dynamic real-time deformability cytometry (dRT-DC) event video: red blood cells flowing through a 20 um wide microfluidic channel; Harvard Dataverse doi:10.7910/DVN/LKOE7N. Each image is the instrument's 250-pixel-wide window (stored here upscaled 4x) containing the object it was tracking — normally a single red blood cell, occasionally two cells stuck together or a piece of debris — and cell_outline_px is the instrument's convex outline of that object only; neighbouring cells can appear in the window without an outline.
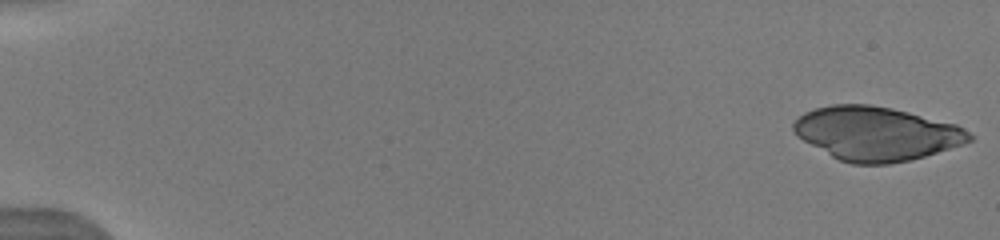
{"species": "human", "species_latin": "Homo sapiens", "temperature_condition": "warm", "stored_images_in_passage": 23, "camera_frame_rate_fps": 3000, "um_per_image_px": 0.085, "donor": {"sex": "male"}, "frame": {"image": 1, "passage_image": 1, "time_ms": 0.0, "image_size_px": [1000, 240], "cell_outline_px": [[976, 136], [972, 140], [964, 144], [924, 156], [908, 160], [888, 164], [852, 164], [840, 160], [832, 156], [796, 136], [792, 128], [792, 124], [804, 112], [816, 108], [832, 104], [868, 104], [892, 108], [956, 124]], "centroid_in_image_um": [74.49, 11.35], "position_along_channel_um": 10.5, "area_um2": 54.97}}